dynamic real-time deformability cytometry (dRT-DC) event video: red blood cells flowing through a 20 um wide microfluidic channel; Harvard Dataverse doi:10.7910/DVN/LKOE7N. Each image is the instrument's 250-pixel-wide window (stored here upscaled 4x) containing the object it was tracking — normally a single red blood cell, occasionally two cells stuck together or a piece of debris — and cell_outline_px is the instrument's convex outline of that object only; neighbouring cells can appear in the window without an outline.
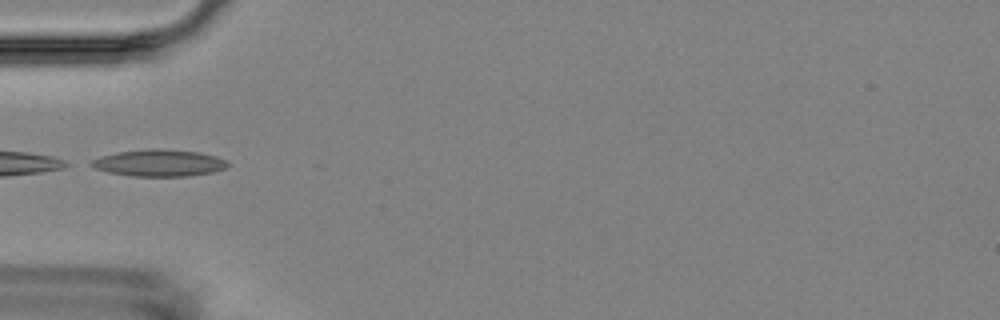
{"species": "Egyptian fruit bat (a non-hibernating species)", "species_latin": "Rousettus aegyptiacus", "temperature_condition": "room temperature", "stored_images_in_passage": 5, "camera_frame_rate_fps": 3000, "um_per_image_px": 0.085, "animal": {"sex": "female"}, "frame": {"image": 1, "passage_image": 2, "time_ms": 1.333, "image_size_px": [1000, 320], "cell_outline_px": [[228, 164], [224, 168], [212, 172], [188, 176], [132, 176], [108, 172], [96, 168], [88, 164], [92, 160], [100, 156], [120, 152], [148, 148], [160, 148], [200, 152], [216, 156], [228, 160]], "centroid_in_image_um": [13.53, 13.84], "position_along_channel_um": 71.5, "area_um2": 21.33}}